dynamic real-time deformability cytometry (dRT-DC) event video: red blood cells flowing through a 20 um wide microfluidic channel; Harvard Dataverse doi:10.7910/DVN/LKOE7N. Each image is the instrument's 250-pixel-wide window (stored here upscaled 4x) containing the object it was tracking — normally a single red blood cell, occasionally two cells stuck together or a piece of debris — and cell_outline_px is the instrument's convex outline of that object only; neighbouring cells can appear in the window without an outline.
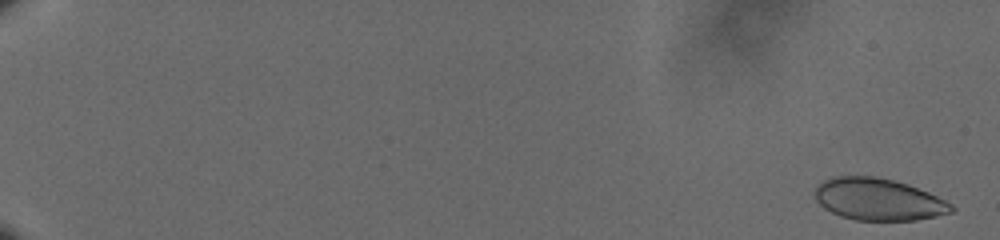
{"species": "human", "species_latin": "Homo sapiens", "temperature_condition": "cold", "stored_images_in_passage": 61, "camera_frame_rate_fps": 3000, "um_per_image_px": 0.085, "donor": {"sex": "male"}, "frame": {"image": 1, "passage_image": 2, "time_ms": 0.333, "image_size_px": [1000, 240], "cell_outline_px": [[956, 208], [952, 212], [936, 216], [916, 220], [856, 220], [840, 216], [824, 208], [816, 200], [812, 188], [820, 180], [832, 176], [876, 176], [896, 180], [908, 184], [928, 192], [952, 204]], "centroid_in_image_um": [74.6, 16.92], "position_along_channel_um": 10.4, "area_um2": 33.81}}
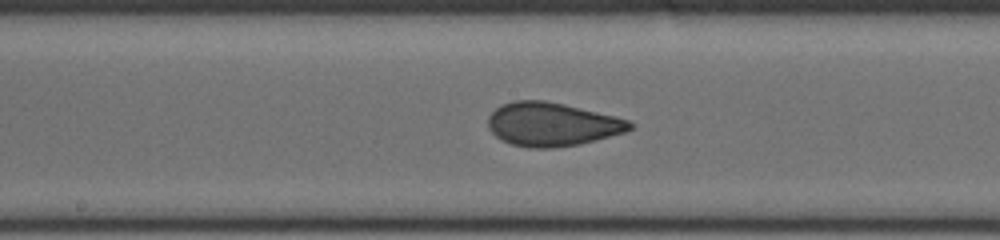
{"frame": {"image": 2, "passage_image": 36, "time_ms": 11.667, "image_size_px": [1000, 240], "cell_outline_px": [[636, 124], [632, 128], [624, 132], [596, 140], [580, 144], [556, 148], [528, 148], [512, 144], [500, 140], [488, 128], [488, 116], [500, 104], [516, 100], [544, 100], [564, 104], [616, 116], [628, 120]], "centroid_in_image_um": [46.91, 10.57], "position_along_channel_um": 201.3, "area_um2": 36.24}}
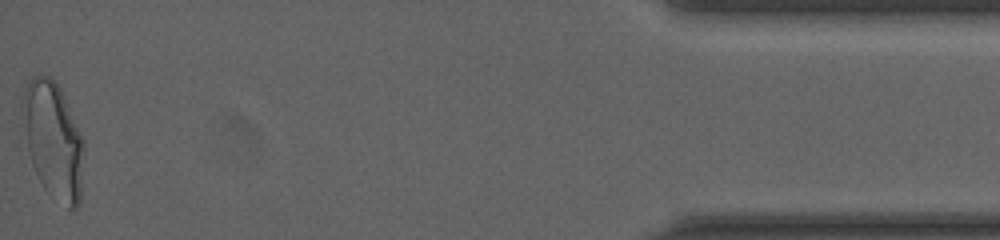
{"frame": {"image": 3, "passage_image": 61, "time_ms": 20.0, "image_size_px": [1000, 240], "cell_outline_px": [[84, 148], [80, 204], [76, 208], [68, 208], [44, 188], [32, 164], [28, 148], [20, 104], [28, 80], [32, 76], [40, 72], [56, 80], [60, 88], [84, 140]], "centroid_in_image_um": [4.53, 11.85], "position_along_channel_um": 430.7, "area_um2": 41.62}, "authors_computed_cell_mechanics": {"area_um2": 35.0268, "velocity_mm_per_s": 3.6211, "shape_relaxation_time_tau1_ms": 5.2445, "shape_relaxation_time_tau2_ms": 0.8682, "deformation_change_tau1": 0.1286, "deformation_change_tau2": 0.0458}}